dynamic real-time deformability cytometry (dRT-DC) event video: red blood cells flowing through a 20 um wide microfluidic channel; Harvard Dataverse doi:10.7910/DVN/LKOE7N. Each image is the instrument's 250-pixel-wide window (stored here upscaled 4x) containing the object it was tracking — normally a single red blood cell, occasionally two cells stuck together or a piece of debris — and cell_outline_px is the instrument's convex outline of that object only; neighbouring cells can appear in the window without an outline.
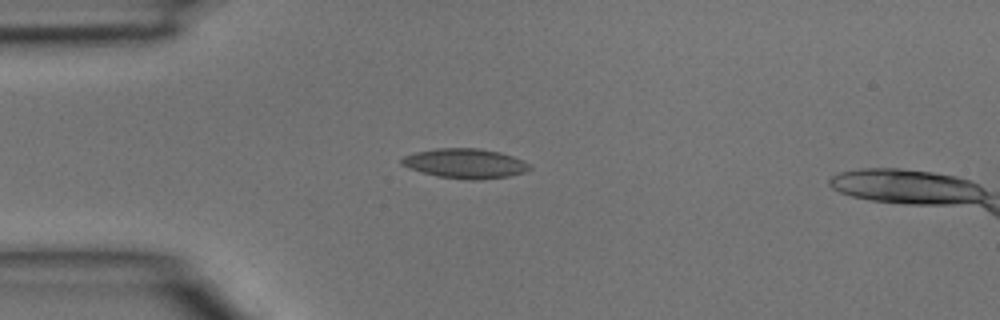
{"species": "common noctule bat (a hibernating species)", "species_latin": "Nyctalus noctula", "temperature_condition": "room temperature", "stored_images_in_passage": 4, "camera_frame_rate_fps": 3000, "um_per_image_px": 0.085, "animal": {"sex": "male", "body_mass_g": 15.6}, "frame": {"image": 1, "passage_image": 3, "time_ms": 0.667, "image_size_px": [1000, 320], "cell_outline_px": [[532, 168], [524, 172], [508, 176], [480, 180], [472, 180], [436, 176], [408, 168], [400, 164], [400, 160], [404, 156], [416, 152], [436, 148], [476, 148], [500, 152], [524, 160]], "centroid_in_image_um": [39.52, 13.89], "position_along_channel_um": 45.5, "area_um2": 22.14}}